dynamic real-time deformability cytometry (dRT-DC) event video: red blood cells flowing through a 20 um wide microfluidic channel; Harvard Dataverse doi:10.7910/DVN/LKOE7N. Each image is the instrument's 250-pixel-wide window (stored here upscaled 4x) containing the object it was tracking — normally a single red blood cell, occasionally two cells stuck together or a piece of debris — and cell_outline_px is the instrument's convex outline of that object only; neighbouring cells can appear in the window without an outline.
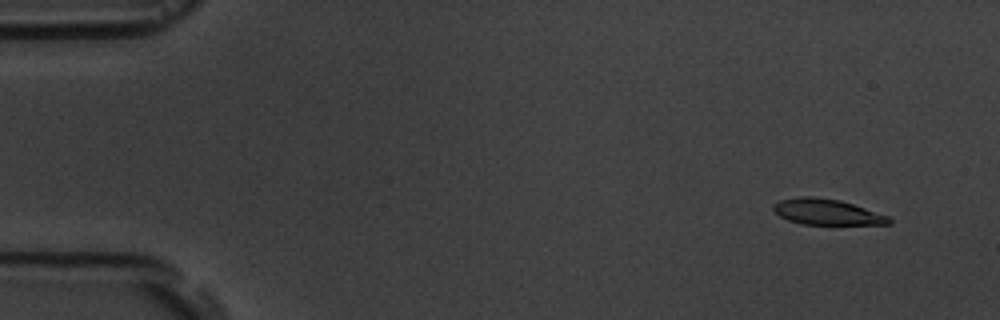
{"species": "common noctule bat (a hibernating species)", "species_latin": "Nyctalus noctula", "temperature_condition": "room temperature", "stored_images_in_passage": 5, "camera_frame_rate_fps": 3000, "um_per_image_px": 0.085, "animal": {"sex": "male", "body_mass_g": 19.5, "forearm_length_mm": 54.6}, "frame": {"image": 1, "passage_image": 1, "time_ms": 0.0, "image_size_px": [1000, 320], "cell_outline_px": [[892, 224], [800, 224], [788, 220], [780, 216], [772, 208], [772, 204], [780, 200], [800, 196], [812, 196], [840, 200], [888, 216], [892, 220]], "centroid_in_image_um": [70.25, 18.01], "position_along_channel_um": 14.8, "area_um2": 17.22}}
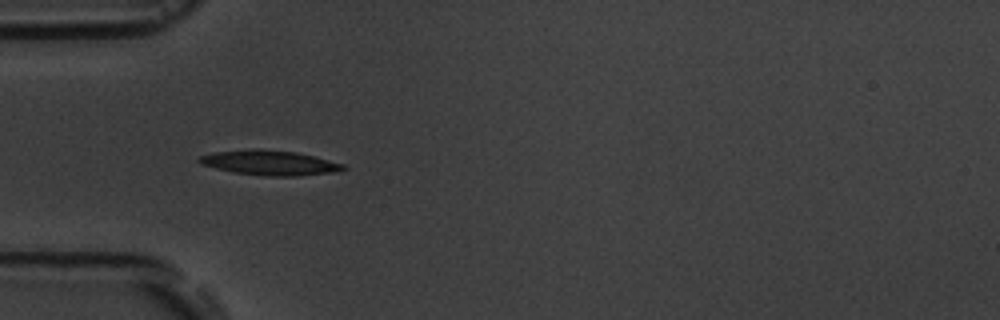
{"frame": {"image": 2, "passage_image": 4, "time_ms": 4.333, "image_size_px": [1000, 320], "cell_outline_px": [[348, 168], [336, 172], [296, 176], [264, 176], [232, 172], [200, 164], [196, 160], [200, 156], [212, 152], [252, 148], [256, 148], [296, 152], [344, 164]], "centroid_in_image_um": [22.88, 13.83], "position_along_channel_um": 62.1, "area_um2": 20.98}}
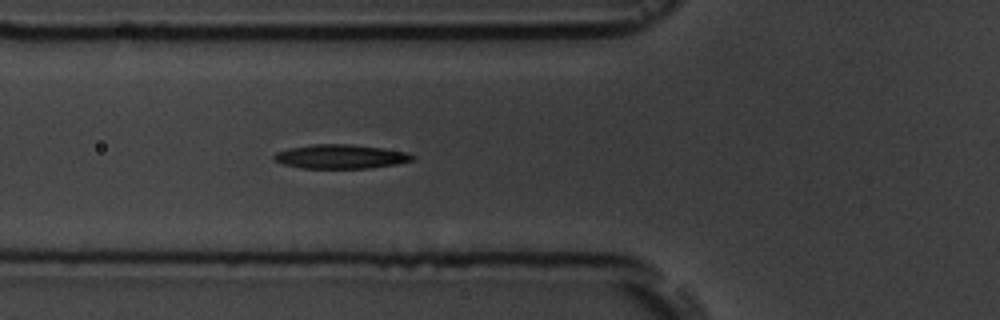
{"frame": {"image": 3, "passage_image": 5, "time_ms": 5.333, "image_size_px": [1000, 320], "cell_outline_px": [[416, 156], [412, 160], [396, 164], [368, 168], [300, 168], [284, 164], [272, 160], [272, 156], [276, 152], [288, 148], [312, 144], [352, 144], [408, 152]], "centroid_in_image_um": [28.91, 13.3], "position_along_channel_um": 96.9, "area_um2": 19.48}}